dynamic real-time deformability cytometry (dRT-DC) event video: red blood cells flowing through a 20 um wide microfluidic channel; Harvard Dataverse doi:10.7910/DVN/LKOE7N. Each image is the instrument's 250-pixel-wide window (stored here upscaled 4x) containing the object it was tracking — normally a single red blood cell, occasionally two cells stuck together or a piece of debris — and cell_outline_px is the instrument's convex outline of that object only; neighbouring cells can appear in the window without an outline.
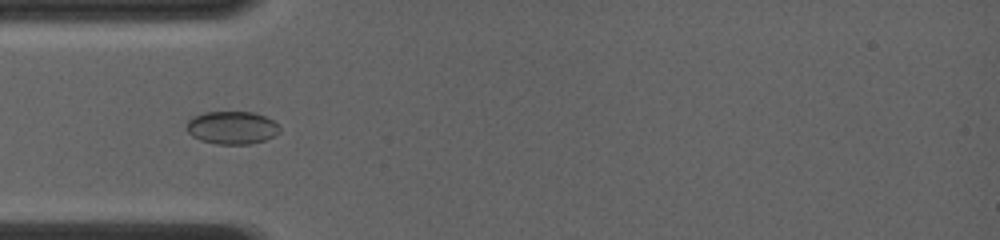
{"species": "common noctule bat (a hibernating species)", "species_latin": "Nyctalus noctula", "temperature_condition": "room temperature", "stored_images_in_passage": 40, "camera_frame_rate_fps": 4000, "um_per_image_px": 0.085, "animal": {"sex": "female", "body_mass_g": 19.0, "forearm_length_mm": 56.7}, "frame": {"image": 1, "passage_image": 1, "time_ms": 0.0, "image_size_px": [1000, 240], "cell_outline_px": [[280, 132], [264, 140], [248, 144], [216, 144], [200, 140], [192, 136], [184, 128], [188, 120], [192, 116], [204, 112], [252, 112], [264, 116], [272, 120], [280, 128]], "centroid_in_image_um": [19.66, 10.85], "position_along_channel_um": 65.3, "area_um2": 17.86}}
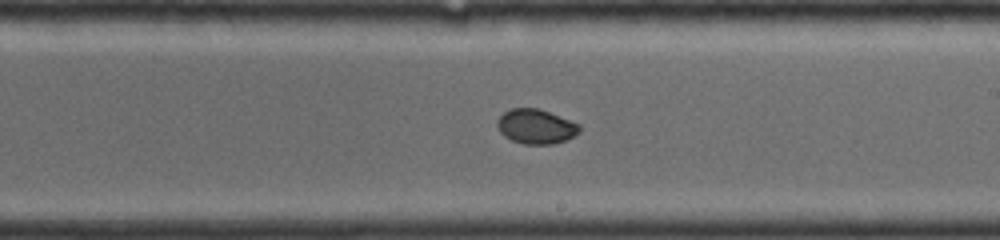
{"frame": {"image": 2, "passage_image": 18, "time_ms": 4.25, "image_size_px": [1000, 240], "cell_outline_px": [[580, 132], [564, 140], [552, 144], [524, 144], [512, 140], [504, 136], [500, 132], [496, 124], [496, 120], [504, 112], [512, 108], [536, 108], [548, 112], [580, 124]], "centroid_in_image_um": [45.52, 10.75], "position_along_channel_um": 243.5, "area_um2": 16.42}}
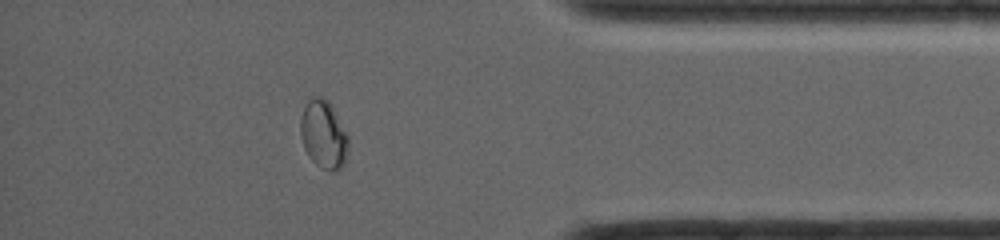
{"frame": {"image": 3, "passage_image": 34, "time_ms": 8.25, "image_size_px": [1000, 240], "cell_outline_px": [[348, 148], [344, 164], [340, 168], [320, 168], [308, 156], [304, 148], [300, 132], [300, 120], [304, 108], [308, 100], [312, 96], [320, 96], [328, 100], [348, 136]], "centroid_in_image_um": [27.48, 11.4], "position_along_channel_um": 407.7, "area_um2": 18.67}}